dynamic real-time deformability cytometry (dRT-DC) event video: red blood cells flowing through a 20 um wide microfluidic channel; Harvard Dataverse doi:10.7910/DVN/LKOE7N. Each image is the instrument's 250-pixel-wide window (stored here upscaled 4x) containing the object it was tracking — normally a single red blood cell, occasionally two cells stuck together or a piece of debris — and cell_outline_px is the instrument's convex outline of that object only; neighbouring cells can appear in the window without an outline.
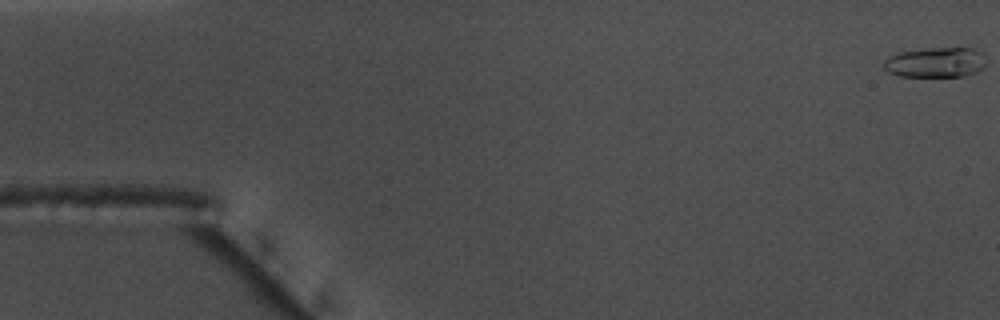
{"species": "common noctule bat (a hibernating species)", "species_latin": "Nyctalus noctula", "temperature_condition": "warm", "stored_images_in_passage": 44, "camera_frame_rate_fps": 3000, "um_per_image_px": 0.085, "animal": {"sex": "male", "body_mass_g": 17.5, "forearm_length_mm": 52.3}, "frame": {"image": 1, "passage_image": 1, "time_ms": 0.0, "image_size_px": [1000, 320], "cell_outline_px": [[984, 68], [976, 72], [964, 76], [900, 76], [888, 72], [884, 68], [884, 60], [888, 56], [900, 52], [924, 48], [972, 48], [980, 52], [984, 64]], "centroid_in_image_um": [79.48, 5.3], "position_along_channel_um": 5.5, "area_um2": 17.8}}